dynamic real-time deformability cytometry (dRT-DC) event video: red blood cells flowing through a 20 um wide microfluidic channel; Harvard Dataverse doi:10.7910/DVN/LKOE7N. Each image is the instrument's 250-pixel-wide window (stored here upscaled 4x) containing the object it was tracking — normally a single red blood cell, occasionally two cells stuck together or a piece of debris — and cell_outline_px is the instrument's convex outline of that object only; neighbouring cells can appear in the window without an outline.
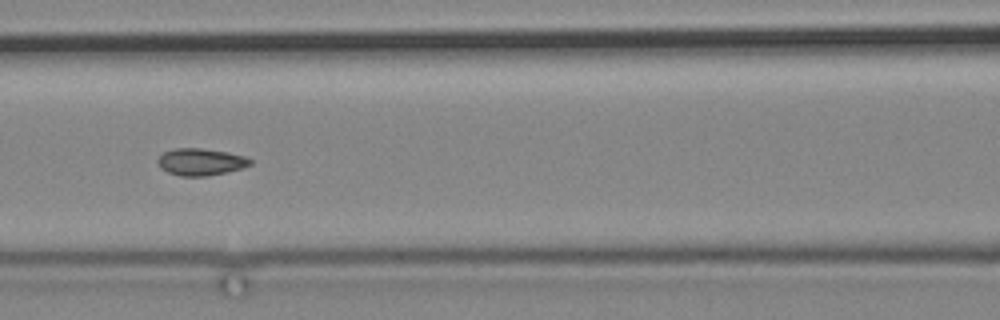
{"species": "common noctule bat (a hibernating species)", "species_latin": "Nyctalus noctula", "temperature_condition": "cold", "stored_images_in_passage": 8, "camera_frame_rate_fps": 3000, "um_per_image_px": 0.085, "animal": {"sex": "male", "body_mass_g": 19.2, "forearm_length_mm": 51.8}, "frame": {"image": 1, "passage_image": 3, "time_ms": 2.333, "image_size_px": [1000, 320], "cell_outline_px": [[252, 164], [240, 168], [208, 176], [180, 176], [168, 172], [160, 168], [156, 160], [164, 152], [176, 148], [200, 148], [228, 152], [244, 156], [252, 160]], "centroid_in_image_um": [17.03, 13.76], "position_along_channel_um": 149.6, "area_um2": 14.45}}
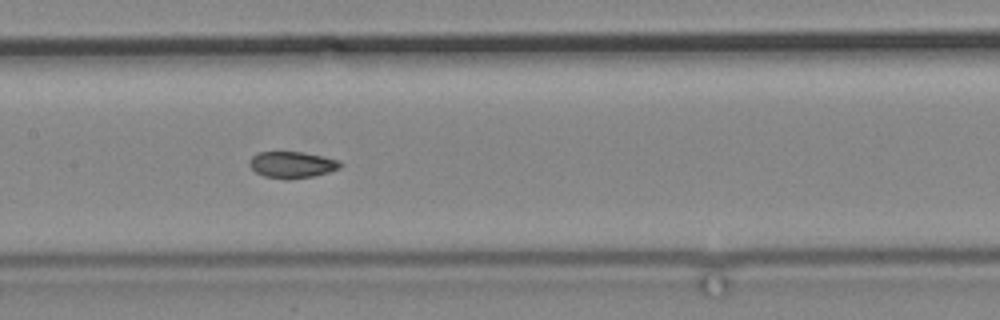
{"frame": {"image": 2, "passage_image": 4, "time_ms": 3.333, "image_size_px": [1000, 320], "cell_outline_px": [[344, 164], [340, 168], [328, 172], [312, 176], [264, 176], [256, 172], [248, 164], [248, 160], [256, 152], [300, 152], [340, 160]], "centroid_in_image_um": [24.82, 13.95], "position_along_channel_um": 182.6, "area_um2": 13.35}}
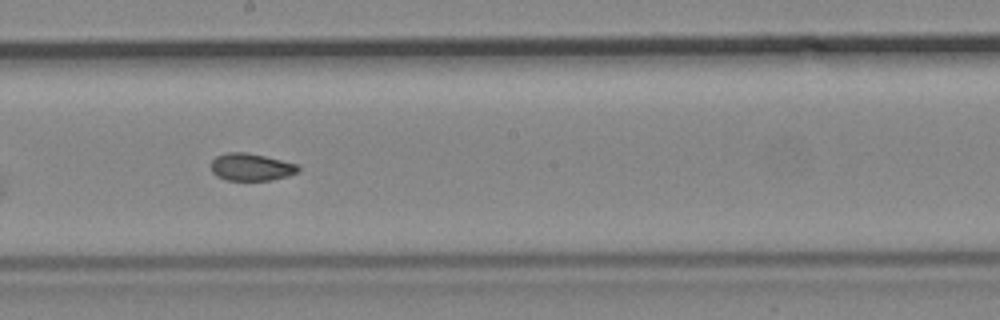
{"frame": {"image": 3, "passage_image": 5, "time_ms": 4.667, "image_size_px": [1000, 320], "cell_outline_px": [[300, 168], [296, 172], [288, 176], [272, 180], [228, 180], [216, 176], [212, 172], [212, 160], [216, 156], [228, 152], [244, 152], [264, 156], [300, 164]], "centroid_in_image_um": [21.36, 14.2], "position_along_channel_um": 226.8, "area_um2": 13.87}}